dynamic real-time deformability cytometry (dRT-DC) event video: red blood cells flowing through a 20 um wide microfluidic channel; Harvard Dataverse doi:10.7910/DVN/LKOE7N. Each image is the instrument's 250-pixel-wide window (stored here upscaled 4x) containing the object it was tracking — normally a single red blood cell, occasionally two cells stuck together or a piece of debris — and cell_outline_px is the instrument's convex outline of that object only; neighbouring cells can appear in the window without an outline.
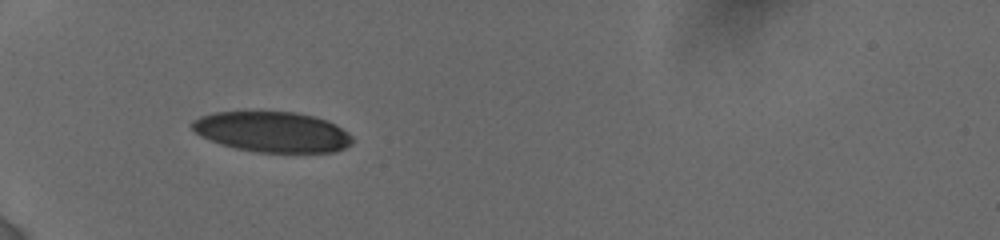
{"species": "human", "species_latin": "Homo sapiens", "temperature_condition": "cold", "stored_images_in_passage": 39, "camera_frame_rate_fps": 3000, "um_per_image_px": 0.085, "donor": {"sex": "female"}, "frame": {"image": 1, "passage_image": 1, "time_ms": 0.0, "image_size_px": [1000, 240], "cell_outline_px": [[352, 144], [344, 148], [332, 152], [256, 152], [236, 148], [220, 144], [200, 136], [188, 124], [192, 120], [200, 116], [216, 112], [296, 112], [316, 116], [328, 120], [336, 124], [348, 132], [352, 136]], "centroid_in_image_um": [23.15, 11.2], "position_along_channel_um": 61.9, "area_um2": 37.97}}
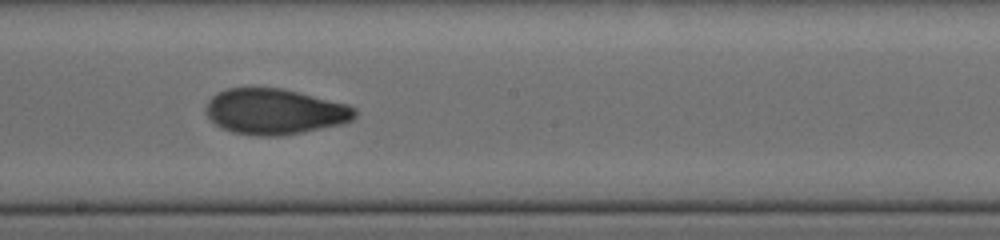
{"frame": {"image": 2, "passage_image": 23, "time_ms": 4.667, "image_size_px": [1000, 240], "cell_outline_px": [[356, 116], [352, 120], [344, 124], [280, 136], [256, 136], [232, 132], [216, 124], [208, 116], [204, 108], [208, 100], [216, 92], [228, 88], [284, 88], [348, 104], [356, 108]], "centroid_in_image_um": [23.37, 9.48], "position_along_channel_um": 224.8, "area_um2": 39.88}}
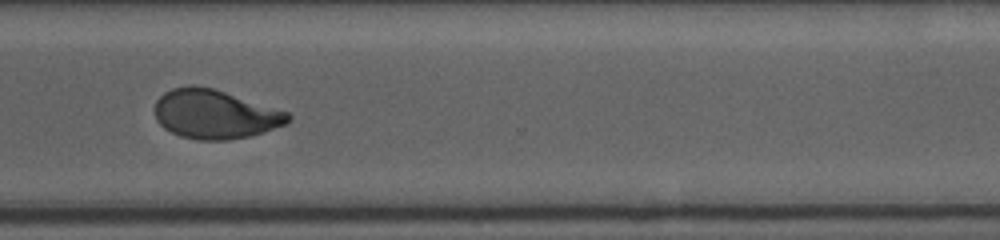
{"frame": {"image": 3, "passage_image": 38, "time_ms": 8.0, "image_size_px": [1000, 240], "cell_outline_px": [[292, 116], [288, 124], [248, 136], [228, 140], [196, 140], [180, 136], [164, 128], [156, 120], [156, 100], [164, 92], [172, 88], [188, 84], [196, 84], [212, 88], [288, 112]], "centroid_in_image_um": [18.25, 9.7], "position_along_channel_um": 352.4, "area_um2": 38.03}}